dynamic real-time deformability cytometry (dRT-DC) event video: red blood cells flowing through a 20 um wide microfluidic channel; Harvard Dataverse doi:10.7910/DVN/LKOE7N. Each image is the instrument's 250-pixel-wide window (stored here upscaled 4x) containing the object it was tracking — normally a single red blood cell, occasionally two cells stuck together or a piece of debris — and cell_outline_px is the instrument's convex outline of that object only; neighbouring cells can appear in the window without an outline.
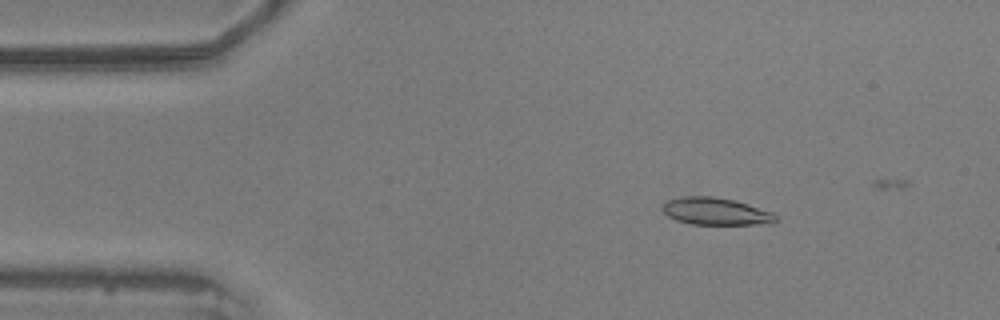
{"species": "common noctule bat (a hibernating species)", "species_latin": "Nyctalus noctula", "temperature_condition": "warm", "stored_images_in_passage": 14, "camera_frame_rate_fps": 3000, "um_per_image_px": 0.085, "animal": {"sex": "male", "body_mass_g": 20.5, "forearm_length_mm": 52.5}, "frame": {"image": 1, "passage_image": 8, "time_ms": 2.333, "image_size_px": [1000, 320], "cell_outline_px": [[780, 220], [776, 224], [692, 224], [676, 220], [668, 216], [660, 208], [668, 200], [684, 196], [712, 196], [736, 200], [772, 212]], "centroid_in_image_um": [60.89, 17.97], "position_along_channel_um": 24.1, "area_um2": 18.15}}